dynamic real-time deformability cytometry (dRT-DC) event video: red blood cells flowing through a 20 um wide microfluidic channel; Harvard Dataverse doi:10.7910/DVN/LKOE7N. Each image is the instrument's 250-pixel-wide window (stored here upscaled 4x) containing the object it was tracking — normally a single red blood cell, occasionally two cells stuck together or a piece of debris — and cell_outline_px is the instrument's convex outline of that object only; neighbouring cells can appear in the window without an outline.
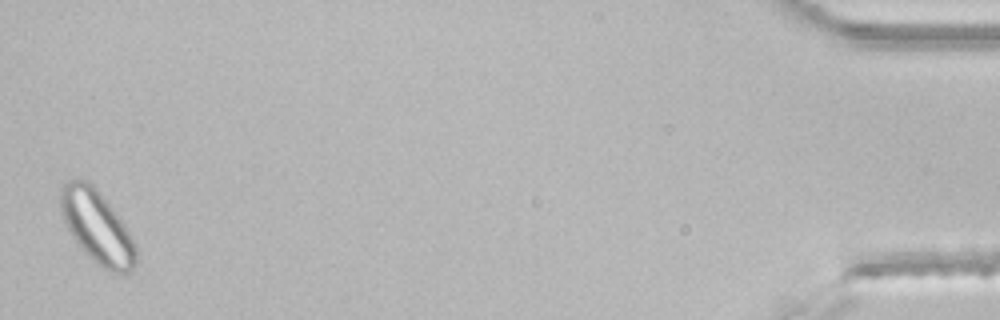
{"species": "common noctule bat (a hibernating species)", "species_latin": "Nyctalus noctula", "temperature_condition": "room temperature", "stored_images_in_passage": 45, "segment_of_instrument_passage": [2, 2], "camera_frame_rate_fps": 3000, "um_per_image_px": 0.085, "animal": {"sex": "male", "body_mass_g": 21.5, "forearm_length_mm": 52.0}, "frame": {"image": 1, "passage_image": 45, "time_ms": 14.667, "image_size_px": [1000, 320], "cell_outline_px": [[136, 264], [132, 272], [124, 276], [120, 276], [108, 272], [96, 264], [84, 252], [72, 236], [60, 212], [60, 188], [68, 180], [88, 180], [96, 188], [124, 224], [136, 248]], "centroid_in_image_um": [8.26, 19.35], "position_along_channel_um": 426.9, "area_um2": 32.08}}